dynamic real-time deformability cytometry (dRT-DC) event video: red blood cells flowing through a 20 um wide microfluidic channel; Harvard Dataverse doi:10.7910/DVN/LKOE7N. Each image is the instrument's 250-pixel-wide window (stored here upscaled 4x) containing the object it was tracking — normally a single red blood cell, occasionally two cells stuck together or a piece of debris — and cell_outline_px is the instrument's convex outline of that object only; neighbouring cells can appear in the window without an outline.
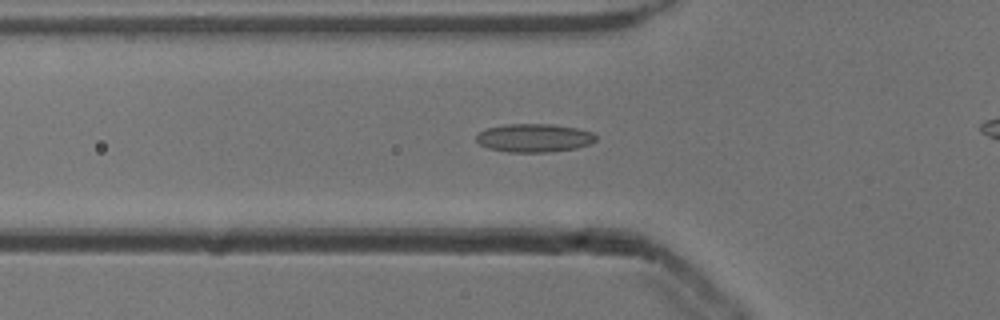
{"species": "common noctule bat (a hibernating species)", "species_latin": "Nyctalus noctula", "temperature_condition": "cold", "stored_images_in_passage": 45, "camera_frame_rate_fps": 3000, "um_per_image_px": 0.085, "animal": {"sex": "male", "body_mass_g": 13.3}, "frame": {"image": 1, "passage_image": 17, "time_ms": 5.333, "image_size_px": [1000, 320], "cell_outline_px": [[596, 140], [592, 144], [576, 148], [552, 152], [508, 152], [488, 148], [480, 144], [476, 140], [476, 136], [480, 132], [488, 128], [504, 124], [552, 124], [576, 128], [592, 132], [596, 136]], "centroid_in_image_um": [45.42, 11.73], "position_along_channel_um": 80.4, "area_um2": 19.83}}
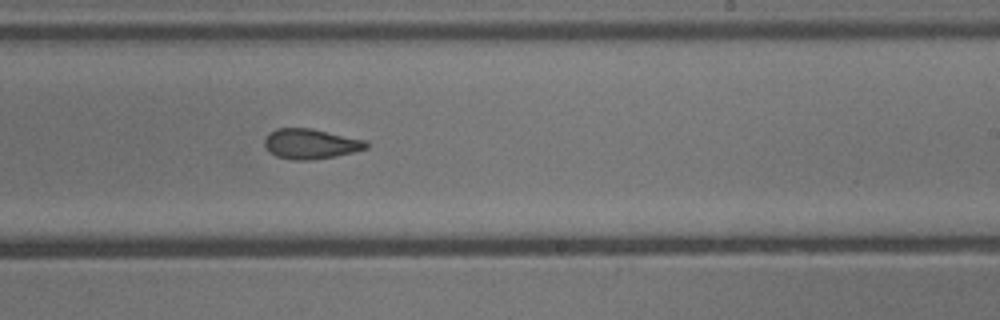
{"frame": {"image": 2, "passage_image": 31, "time_ms": 10.0, "image_size_px": [1000, 320], "cell_outline_px": [[368, 148], [356, 152], [336, 156], [312, 160], [292, 160], [276, 156], [268, 152], [264, 144], [264, 140], [268, 132], [276, 128], [312, 128], [368, 140]], "centroid_in_image_um": [26.42, 12.22], "position_along_channel_um": 262.6, "area_um2": 18.26}}
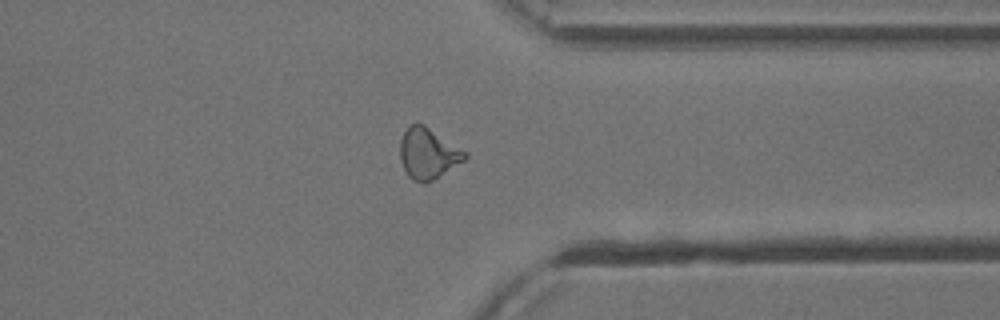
{"frame": {"image": 3, "passage_image": 40, "time_ms": 13.0, "image_size_px": [1000, 320], "cell_outline_px": [[468, 156], [464, 160], [432, 180], [424, 184], [412, 180], [408, 176], [400, 160], [400, 140], [404, 132], [412, 124], [424, 124], [468, 152]], "centroid_in_image_um": [36.38, 13.05], "position_along_channel_um": 375.0, "area_um2": 19.07}, "authors_computed_cell_mechanics": {"area_um2": 18.496, "velocity_mm_per_s": 3.8823, "shape_relaxation_time_tau1_ms": null, "shape_relaxation_time_tau2_ms": 2.4662, "deformation_change_tau1": null, "deformation_change_tau2": 0.0898}}